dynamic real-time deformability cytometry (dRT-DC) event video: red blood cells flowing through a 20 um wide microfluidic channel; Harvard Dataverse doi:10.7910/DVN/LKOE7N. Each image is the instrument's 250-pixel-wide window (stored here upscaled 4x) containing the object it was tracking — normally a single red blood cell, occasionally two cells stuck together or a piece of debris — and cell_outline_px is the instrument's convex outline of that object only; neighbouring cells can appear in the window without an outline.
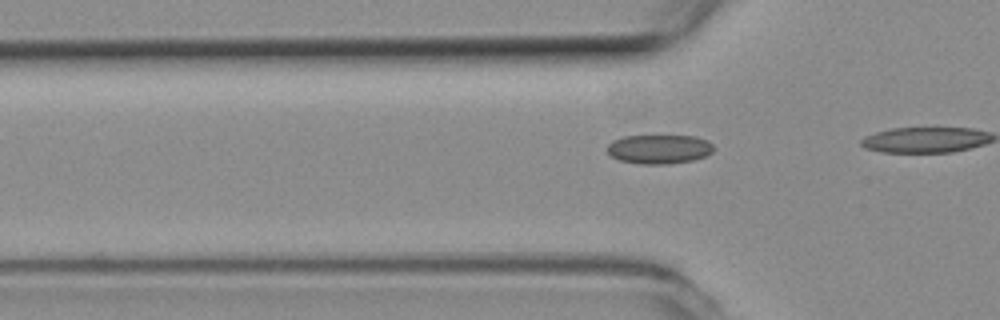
{"species": "common noctule bat (a hibernating species)", "species_latin": "Nyctalus noctula", "temperature_condition": "room temperature", "stored_images_in_passage": 5, "camera_frame_rate_fps": 3000, "um_per_image_px": 0.085, "animal": {"sex": "female", "body_mass_g": 19.3, "forearm_length_mm": 54.1}, "frame": {"image": 1, "passage_image": 2, "time_ms": 0.333, "image_size_px": [1000, 320], "cell_outline_px": [[712, 152], [704, 156], [692, 160], [668, 164], [640, 164], [620, 160], [612, 156], [608, 152], [608, 144], [612, 140], [624, 136], [696, 136], [708, 140], [712, 144]], "centroid_in_image_um": [56.02, 12.67], "position_along_channel_um": 69.8, "area_um2": 17.98}}